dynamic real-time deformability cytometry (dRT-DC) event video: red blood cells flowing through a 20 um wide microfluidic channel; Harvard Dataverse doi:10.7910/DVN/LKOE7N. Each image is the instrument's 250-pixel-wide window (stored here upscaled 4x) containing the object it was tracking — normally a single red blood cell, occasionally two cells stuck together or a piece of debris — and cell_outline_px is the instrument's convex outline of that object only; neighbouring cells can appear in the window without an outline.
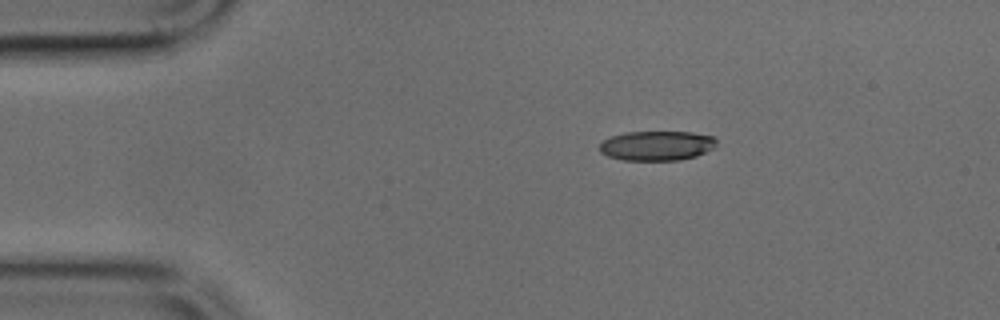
{"species": "common noctule bat (a hibernating species)", "species_latin": "Nyctalus noctula", "temperature_condition": "cold", "stored_images_in_passage": 14, "camera_frame_rate_fps": 3000, "um_per_image_px": 0.085, "animal": {"sex": "male", "body_mass_g": 17.9, "forearm_length_mm": 54.2}, "frame": {"image": 1, "passage_image": 8, "time_ms": 2.333, "image_size_px": [1000, 320], "cell_outline_px": [[716, 148], [696, 156], [680, 160], [624, 160], [608, 156], [600, 152], [600, 144], [604, 140], [612, 136], [624, 132], [692, 132], [712, 136], [716, 140]], "centroid_in_image_um": [55.85, 12.38], "position_along_channel_um": 29.1, "area_um2": 20.23}}